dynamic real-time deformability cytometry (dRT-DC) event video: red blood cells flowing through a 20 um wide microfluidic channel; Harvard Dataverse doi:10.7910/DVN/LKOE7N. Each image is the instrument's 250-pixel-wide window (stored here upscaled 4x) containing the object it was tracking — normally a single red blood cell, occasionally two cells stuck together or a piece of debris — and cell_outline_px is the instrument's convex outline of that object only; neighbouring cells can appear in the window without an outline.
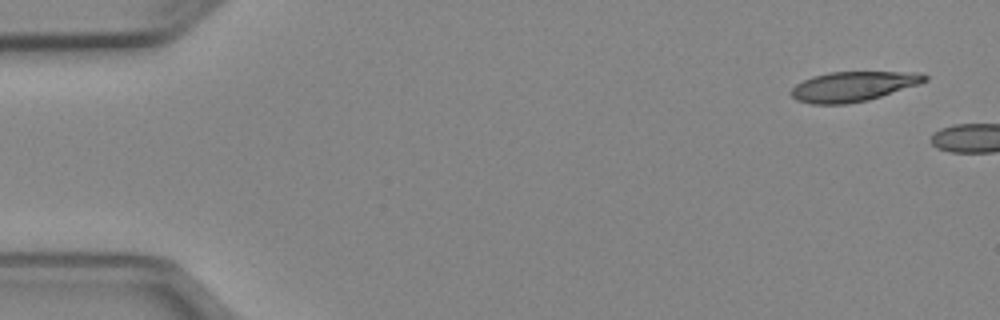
{"species": "Egyptian fruit bat (a non-hibernating species)", "species_latin": "Rousettus aegyptiacus", "temperature_condition": "cold", "stored_images_in_passage": 4, "camera_frame_rate_fps": 3000, "um_per_image_px": 0.085, "animal": {"sex": "female"}, "frame": {"image": 1, "passage_image": 1, "time_ms": 0.0, "image_size_px": [1000, 320], "cell_outline_px": [[928, 80], [920, 84], [868, 100], [848, 104], [812, 104], [796, 100], [788, 92], [796, 84], [812, 76], [828, 72], [920, 72], [928, 76]], "centroid_in_image_um": [72.51, 7.34], "position_along_channel_um": 12.5, "area_um2": 23.41}}